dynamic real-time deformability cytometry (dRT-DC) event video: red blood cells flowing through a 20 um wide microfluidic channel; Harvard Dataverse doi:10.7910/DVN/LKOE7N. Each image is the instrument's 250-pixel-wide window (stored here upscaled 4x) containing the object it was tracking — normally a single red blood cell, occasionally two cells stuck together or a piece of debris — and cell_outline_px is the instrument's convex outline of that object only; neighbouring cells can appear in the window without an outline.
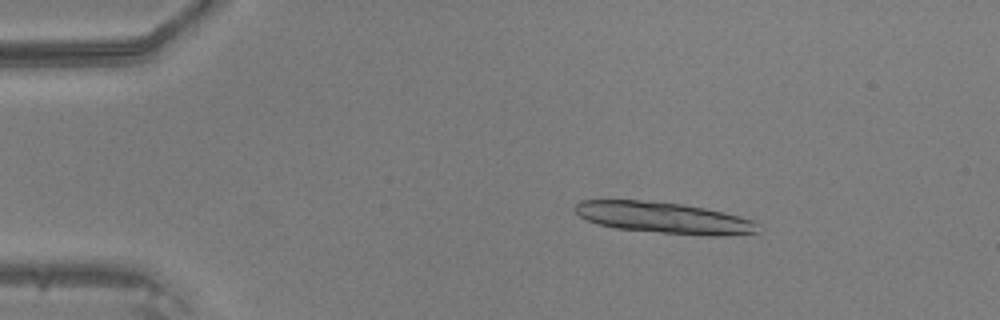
{"species": "common noctule bat (a hibernating species)", "species_latin": "Nyctalus noctula", "temperature_condition": "warm", "stored_images_in_passage": 47, "segment_of_instrument_passage": [1, 2], "camera_frame_rate_fps": 3000, "um_per_image_px": 0.085, "animal": {"sex": "male", "body_mass_g": 20.5, "forearm_length_mm": 52.5}, "frame": {"image": 1, "passage_image": 8, "time_ms": 2.333, "image_size_px": [1000, 320], "cell_outline_px": [[760, 232], [724, 236], [708, 236], [660, 232], [616, 228], [600, 224], [588, 220], [580, 216], [576, 212], [576, 204], [580, 200], [652, 200], [684, 204], [704, 208], [752, 220]], "centroid_in_image_um": [56.41, 18.5], "position_along_channel_um": 28.6, "area_um2": 32.95}}